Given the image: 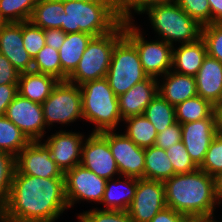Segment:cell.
Here are the masks:
<instances>
[{"instance_id":"6da1fadb","label":"cell","mask_w":222,"mask_h":222,"mask_svg":"<svg viewBox=\"0 0 222 222\" xmlns=\"http://www.w3.org/2000/svg\"><path fill=\"white\" fill-rule=\"evenodd\" d=\"M67 212L64 178L44 179L15 168L8 198L1 204V221L58 222Z\"/></svg>"},{"instance_id":"7a4b0ae2","label":"cell","mask_w":222,"mask_h":222,"mask_svg":"<svg viewBox=\"0 0 222 222\" xmlns=\"http://www.w3.org/2000/svg\"><path fill=\"white\" fill-rule=\"evenodd\" d=\"M163 183L167 207L185 216H218L214 179L203 170L175 174Z\"/></svg>"},{"instance_id":"3957f363","label":"cell","mask_w":222,"mask_h":222,"mask_svg":"<svg viewBox=\"0 0 222 222\" xmlns=\"http://www.w3.org/2000/svg\"><path fill=\"white\" fill-rule=\"evenodd\" d=\"M138 17L134 23L140 30L147 31L149 32L147 35L153 34L154 38L161 39L172 46L196 42L202 36V26L176 2L151 6ZM140 18L141 21L145 19L143 23L139 22ZM145 24L148 29L143 27Z\"/></svg>"},{"instance_id":"277c9868","label":"cell","mask_w":222,"mask_h":222,"mask_svg":"<svg viewBox=\"0 0 222 222\" xmlns=\"http://www.w3.org/2000/svg\"><path fill=\"white\" fill-rule=\"evenodd\" d=\"M80 89L83 125H88L89 129L92 127L89 132L120 130L123 119L119 112L118 96L114 94L108 80L102 78L87 81L80 85Z\"/></svg>"},{"instance_id":"5b68a950","label":"cell","mask_w":222,"mask_h":222,"mask_svg":"<svg viewBox=\"0 0 222 222\" xmlns=\"http://www.w3.org/2000/svg\"><path fill=\"white\" fill-rule=\"evenodd\" d=\"M121 22L119 2L64 0L62 30L84 32L94 37L110 33Z\"/></svg>"},{"instance_id":"8992f818","label":"cell","mask_w":222,"mask_h":222,"mask_svg":"<svg viewBox=\"0 0 222 222\" xmlns=\"http://www.w3.org/2000/svg\"><path fill=\"white\" fill-rule=\"evenodd\" d=\"M123 35L124 22L121 21L110 33L93 37L67 81L80 86L87 81L105 78L115 43Z\"/></svg>"},{"instance_id":"52a82bcc","label":"cell","mask_w":222,"mask_h":222,"mask_svg":"<svg viewBox=\"0 0 222 222\" xmlns=\"http://www.w3.org/2000/svg\"><path fill=\"white\" fill-rule=\"evenodd\" d=\"M44 122L48 131L73 129L83 122L80 86L69 81H59L50 96L42 103ZM78 122V124L76 123ZM59 126V127H57ZM56 129H55V128ZM50 129V130H49Z\"/></svg>"},{"instance_id":"ba28073f","label":"cell","mask_w":222,"mask_h":222,"mask_svg":"<svg viewBox=\"0 0 222 222\" xmlns=\"http://www.w3.org/2000/svg\"><path fill=\"white\" fill-rule=\"evenodd\" d=\"M148 77L141 65L138 50L123 35L115 43L111 63L105 77L108 80L109 86L114 91V94L119 96Z\"/></svg>"},{"instance_id":"9c48e42d","label":"cell","mask_w":222,"mask_h":222,"mask_svg":"<svg viewBox=\"0 0 222 222\" xmlns=\"http://www.w3.org/2000/svg\"><path fill=\"white\" fill-rule=\"evenodd\" d=\"M124 35L138 50L141 65L149 77L159 79L171 70V44L151 35L149 37L147 32L140 30L134 22H124Z\"/></svg>"},{"instance_id":"30bf717a","label":"cell","mask_w":222,"mask_h":222,"mask_svg":"<svg viewBox=\"0 0 222 222\" xmlns=\"http://www.w3.org/2000/svg\"><path fill=\"white\" fill-rule=\"evenodd\" d=\"M106 182L107 180L97 176L81 164L66 171L64 186L69 210H74V207L77 208L81 203H87L91 208L97 207L102 201Z\"/></svg>"},{"instance_id":"8fae6325","label":"cell","mask_w":222,"mask_h":222,"mask_svg":"<svg viewBox=\"0 0 222 222\" xmlns=\"http://www.w3.org/2000/svg\"><path fill=\"white\" fill-rule=\"evenodd\" d=\"M79 128L82 131H77L75 127L74 130L49 131L50 134L41 140L49 148L51 157L63 173L81 163L82 147L89 131L86 133L82 126Z\"/></svg>"},{"instance_id":"7c38bea8","label":"cell","mask_w":222,"mask_h":222,"mask_svg":"<svg viewBox=\"0 0 222 222\" xmlns=\"http://www.w3.org/2000/svg\"><path fill=\"white\" fill-rule=\"evenodd\" d=\"M80 164L105 180L121 176L108 144V131L87 134Z\"/></svg>"},{"instance_id":"4fadbf2b","label":"cell","mask_w":222,"mask_h":222,"mask_svg":"<svg viewBox=\"0 0 222 222\" xmlns=\"http://www.w3.org/2000/svg\"><path fill=\"white\" fill-rule=\"evenodd\" d=\"M5 116L30 141H41L49 132L44 122L42 104L17 94L7 107Z\"/></svg>"},{"instance_id":"5bb4252c","label":"cell","mask_w":222,"mask_h":222,"mask_svg":"<svg viewBox=\"0 0 222 222\" xmlns=\"http://www.w3.org/2000/svg\"><path fill=\"white\" fill-rule=\"evenodd\" d=\"M108 144L121 176L145 179V149L120 130L108 131Z\"/></svg>"},{"instance_id":"9a60e30c","label":"cell","mask_w":222,"mask_h":222,"mask_svg":"<svg viewBox=\"0 0 222 222\" xmlns=\"http://www.w3.org/2000/svg\"><path fill=\"white\" fill-rule=\"evenodd\" d=\"M166 205L164 183L137 179L135 195L127 212L134 222H149Z\"/></svg>"},{"instance_id":"2e32d148","label":"cell","mask_w":222,"mask_h":222,"mask_svg":"<svg viewBox=\"0 0 222 222\" xmlns=\"http://www.w3.org/2000/svg\"><path fill=\"white\" fill-rule=\"evenodd\" d=\"M15 168L21 173L40 178H64V173L42 141H31L16 157Z\"/></svg>"},{"instance_id":"e0dca14e","label":"cell","mask_w":222,"mask_h":222,"mask_svg":"<svg viewBox=\"0 0 222 222\" xmlns=\"http://www.w3.org/2000/svg\"><path fill=\"white\" fill-rule=\"evenodd\" d=\"M182 142L193 162L199 167L216 136L214 113L206 119L181 124Z\"/></svg>"},{"instance_id":"ac0fdd59","label":"cell","mask_w":222,"mask_h":222,"mask_svg":"<svg viewBox=\"0 0 222 222\" xmlns=\"http://www.w3.org/2000/svg\"><path fill=\"white\" fill-rule=\"evenodd\" d=\"M0 53L20 72L32 71L33 59L24 48L22 22L3 23L0 27Z\"/></svg>"},{"instance_id":"d6986e66","label":"cell","mask_w":222,"mask_h":222,"mask_svg":"<svg viewBox=\"0 0 222 222\" xmlns=\"http://www.w3.org/2000/svg\"><path fill=\"white\" fill-rule=\"evenodd\" d=\"M158 94V80L148 77L118 96L119 112L122 119L144 114L145 108Z\"/></svg>"},{"instance_id":"ffe728a7","label":"cell","mask_w":222,"mask_h":222,"mask_svg":"<svg viewBox=\"0 0 222 222\" xmlns=\"http://www.w3.org/2000/svg\"><path fill=\"white\" fill-rule=\"evenodd\" d=\"M157 80L158 94L174 107L197 95V85L194 76L170 70Z\"/></svg>"},{"instance_id":"44dd1931","label":"cell","mask_w":222,"mask_h":222,"mask_svg":"<svg viewBox=\"0 0 222 222\" xmlns=\"http://www.w3.org/2000/svg\"><path fill=\"white\" fill-rule=\"evenodd\" d=\"M137 178L119 176L109 179L101 203L103 210L127 211L135 195Z\"/></svg>"},{"instance_id":"7402d4cb","label":"cell","mask_w":222,"mask_h":222,"mask_svg":"<svg viewBox=\"0 0 222 222\" xmlns=\"http://www.w3.org/2000/svg\"><path fill=\"white\" fill-rule=\"evenodd\" d=\"M206 56L207 48L202 38L196 42L174 45L171 70L195 77Z\"/></svg>"},{"instance_id":"603a6c76","label":"cell","mask_w":222,"mask_h":222,"mask_svg":"<svg viewBox=\"0 0 222 222\" xmlns=\"http://www.w3.org/2000/svg\"><path fill=\"white\" fill-rule=\"evenodd\" d=\"M195 79L197 95L214 105L222 91V63L207 55Z\"/></svg>"},{"instance_id":"cb8c5ba5","label":"cell","mask_w":222,"mask_h":222,"mask_svg":"<svg viewBox=\"0 0 222 222\" xmlns=\"http://www.w3.org/2000/svg\"><path fill=\"white\" fill-rule=\"evenodd\" d=\"M59 81L48 74L35 71L22 72L17 84L18 94L33 102L42 104L50 96Z\"/></svg>"},{"instance_id":"d4e9b609","label":"cell","mask_w":222,"mask_h":222,"mask_svg":"<svg viewBox=\"0 0 222 222\" xmlns=\"http://www.w3.org/2000/svg\"><path fill=\"white\" fill-rule=\"evenodd\" d=\"M93 37L84 32L66 34L65 41L58 50L62 68V81H66L74 72Z\"/></svg>"},{"instance_id":"484cf974","label":"cell","mask_w":222,"mask_h":222,"mask_svg":"<svg viewBox=\"0 0 222 222\" xmlns=\"http://www.w3.org/2000/svg\"><path fill=\"white\" fill-rule=\"evenodd\" d=\"M120 131L137 146L144 149L155 145L158 134L154 126L143 114L124 119Z\"/></svg>"},{"instance_id":"4316f807","label":"cell","mask_w":222,"mask_h":222,"mask_svg":"<svg viewBox=\"0 0 222 222\" xmlns=\"http://www.w3.org/2000/svg\"><path fill=\"white\" fill-rule=\"evenodd\" d=\"M64 0H38L30 21L43 30L56 28L62 30Z\"/></svg>"},{"instance_id":"83f0119b","label":"cell","mask_w":222,"mask_h":222,"mask_svg":"<svg viewBox=\"0 0 222 222\" xmlns=\"http://www.w3.org/2000/svg\"><path fill=\"white\" fill-rule=\"evenodd\" d=\"M174 175V168L166 150L151 146L145 148V179L164 182Z\"/></svg>"},{"instance_id":"f1b7e54d","label":"cell","mask_w":222,"mask_h":222,"mask_svg":"<svg viewBox=\"0 0 222 222\" xmlns=\"http://www.w3.org/2000/svg\"><path fill=\"white\" fill-rule=\"evenodd\" d=\"M214 113V105L196 95L175 106L176 121L180 124L209 118Z\"/></svg>"},{"instance_id":"f546056e","label":"cell","mask_w":222,"mask_h":222,"mask_svg":"<svg viewBox=\"0 0 222 222\" xmlns=\"http://www.w3.org/2000/svg\"><path fill=\"white\" fill-rule=\"evenodd\" d=\"M30 142L5 115L0 116V151L16 157Z\"/></svg>"},{"instance_id":"4dcf8cb0","label":"cell","mask_w":222,"mask_h":222,"mask_svg":"<svg viewBox=\"0 0 222 222\" xmlns=\"http://www.w3.org/2000/svg\"><path fill=\"white\" fill-rule=\"evenodd\" d=\"M143 115L151 122L157 133H161L176 122L175 107L159 94L145 108Z\"/></svg>"},{"instance_id":"1f68e13d","label":"cell","mask_w":222,"mask_h":222,"mask_svg":"<svg viewBox=\"0 0 222 222\" xmlns=\"http://www.w3.org/2000/svg\"><path fill=\"white\" fill-rule=\"evenodd\" d=\"M38 0H0V20L3 23L30 21Z\"/></svg>"},{"instance_id":"d6a6232c","label":"cell","mask_w":222,"mask_h":222,"mask_svg":"<svg viewBox=\"0 0 222 222\" xmlns=\"http://www.w3.org/2000/svg\"><path fill=\"white\" fill-rule=\"evenodd\" d=\"M32 71L48 74L62 81V68L58 50L45 45L33 59Z\"/></svg>"},{"instance_id":"836d02e7","label":"cell","mask_w":222,"mask_h":222,"mask_svg":"<svg viewBox=\"0 0 222 222\" xmlns=\"http://www.w3.org/2000/svg\"><path fill=\"white\" fill-rule=\"evenodd\" d=\"M76 222H134L127 211L103 210L98 207L75 212Z\"/></svg>"},{"instance_id":"e575fe53","label":"cell","mask_w":222,"mask_h":222,"mask_svg":"<svg viewBox=\"0 0 222 222\" xmlns=\"http://www.w3.org/2000/svg\"><path fill=\"white\" fill-rule=\"evenodd\" d=\"M166 154L174 168V175L190 173L199 168L189 156L182 141L168 148Z\"/></svg>"},{"instance_id":"d590c367","label":"cell","mask_w":222,"mask_h":222,"mask_svg":"<svg viewBox=\"0 0 222 222\" xmlns=\"http://www.w3.org/2000/svg\"><path fill=\"white\" fill-rule=\"evenodd\" d=\"M22 37L24 48L32 59L46 45L44 30L31 21L22 22Z\"/></svg>"},{"instance_id":"8d00e7d4","label":"cell","mask_w":222,"mask_h":222,"mask_svg":"<svg viewBox=\"0 0 222 222\" xmlns=\"http://www.w3.org/2000/svg\"><path fill=\"white\" fill-rule=\"evenodd\" d=\"M207 48V55L222 63V23L202 26V36Z\"/></svg>"},{"instance_id":"74e56055","label":"cell","mask_w":222,"mask_h":222,"mask_svg":"<svg viewBox=\"0 0 222 222\" xmlns=\"http://www.w3.org/2000/svg\"><path fill=\"white\" fill-rule=\"evenodd\" d=\"M199 169L212 177L222 171V135L213 138Z\"/></svg>"},{"instance_id":"f35d334b","label":"cell","mask_w":222,"mask_h":222,"mask_svg":"<svg viewBox=\"0 0 222 222\" xmlns=\"http://www.w3.org/2000/svg\"><path fill=\"white\" fill-rule=\"evenodd\" d=\"M176 3L201 26L211 24V10L208 0H177Z\"/></svg>"},{"instance_id":"ab89813d","label":"cell","mask_w":222,"mask_h":222,"mask_svg":"<svg viewBox=\"0 0 222 222\" xmlns=\"http://www.w3.org/2000/svg\"><path fill=\"white\" fill-rule=\"evenodd\" d=\"M14 171L15 157L0 151V205L8 198Z\"/></svg>"},{"instance_id":"60d3db41","label":"cell","mask_w":222,"mask_h":222,"mask_svg":"<svg viewBox=\"0 0 222 222\" xmlns=\"http://www.w3.org/2000/svg\"><path fill=\"white\" fill-rule=\"evenodd\" d=\"M155 5H157V0H119L120 20L134 22L143 11Z\"/></svg>"},{"instance_id":"b9f144b4","label":"cell","mask_w":222,"mask_h":222,"mask_svg":"<svg viewBox=\"0 0 222 222\" xmlns=\"http://www.w3.org/2000/svg\"><path fill=\"white\" fill-rule=\"evenodd\" d=\"M182 140L181 124L175 122L164 131L157 134L155 146L167 150Z\"/></svg>"},{"instance_id":"7bdbcfd3","label":"cell","mask_w":222,"mask_h":222,"mask_svg":"<svg viewBox=\"0 0 222 222\" xmlns=\"http://www.w3.org/2000/svg\"><path fill=\"white\" fill-rule=\"evenodd\" d=\"M20 72L0 53V85L18 84Z\"/></svg>"},{"instance_id":"ee69618b","label":"cell","mask_w":222,"mask_h":222,"mask_svg":"<svg viewBox=\"0 0 222 222\" xmlns=\"http://www.w3.org/2000/svg\"><path fill=\"white\" fill-rule=\"evenodd\" d=\"M17 94V84L0 85V116L5 115L7 107Z\"/></svg>"},{"instance_id":"f6af8a7d","label":"cell","mask_w":222,"mask_h":222,"mask_svg":"<svg viewBox=\"0 0 222 222\" xmlns=\"http://www.w3.org/2000/svg\"><path fill=\"white\" fill-rule=\"evenodd\" d=\"M45 44L59 50L65 41L66 33L61 29L48 28L44 30Z\"/></svg>"},{"instance_id":"bcb514c9","label":"cell","mask_w":222,"mask_h":222,"mask_svg":"<svg viewBox=\"0 0 222 222\" xmlns=\"http://www.w3.org/2000/svg\"><path fill=\"white\" fill-rule=\"evenodd\" d=\"M184 214L176 212L174 209L165 207L158 212L149 222H181Z\"/></svg>"},{"instance_id":"7dc6e473","label":"cell","mask_w":222,"mask_h":222,"mask_svg":"<svg viewBox=\"0 0 222 222\" xmlns=\"http://www.w3.org/2000/svg\"><path fill=\"white\" fill-rule=\"evenodd\" d=\"M211 10V23H222V0H208Z\"/></svg>"},{"instance_id":"c3c4849f","label":"cell","mask_w":222,"mask_h":222,"mask_svg":"<svg viewBox=\"0 0 222 222\" xmlns=\"http://www.w3.org/2000/svg\"><path fill=\"white\" fill-rule=\"evenodd\" d=\"M214 179V194L216 201L221 209L222 207V171L213 176Z\"/></svg>"},{"instance_id":"681fc988","label":"cell","mask_w":222,"mask_h":222,"mask_svg":"<svg viewBox=\"0 0 222 222\" xmlns=\"http://www.w3.org/2000/svg\"><path fill=\"white\" fill-rule=\"evenodd\" d=\"M216 133L222 135V107H214Z\"/></svg>"},{"instance_id":"f907efd6","label":"cell","mask_w":222,"mask_h":222,"mask_svg":"<svg viewBox=\"0 0 222 222\" xmlns=\"http://www.w3.org/2000/svg\"><path fill=\"white\" fill-rule=\"evenodd\" d=\"M212 218L210 216L187 215L182 218L181 222H209Z\"/></svg>"},{"instance_id":"816d5d0a","label":"cell","mask_w":222,"mask_h":222,"mask_svg":"<svg viewBox=\"0 0 222 222\" xmlns=\"http://www.w3.org/2000/svg\"><path fill=\"white\" fill-rule=\"evenodd\" d=\"M67 1H87V2H119V0H67Z\"/></svg>"},{"instance_id":"f5cc1de1","label":"cell","mask_w":222,"mask_h":222,"mask_svg":"<svg viewBox=\"0 0 222 222\" xmlns=\"http://www.w3.org/2000/svg\"><path fill=\"white\" fill-rule=\"evenodd\" d=\"M177 0H157V5L159 4H167V3H174Z\"/></svg>"},{"instance_id":"db71d44e","label":"cell","mask_w":222,"mask_h":222,"mask_svg":"<svg viewBox=\"0 0 222 222\" xmlns=\"http://www.w3.org/2000/svg\"><path fill=\"white\" fill-rule=\"evenodd\" d=\"M209 222H222V215L220 214V212L218 216L213 217Z\"/></svg>"},{"instance_id":"11a10c76","label":"cell","mask_w":222,"mask_h":222,"mask_svg":"<svg viewBox=\"0 0 222 222\" xmlns=\"http://www.w3.org/2000/svg\"><path fill=\"white\" fill-rule=\"evenodd\" d=\"M214 107H222V91H221V95H220L219 99L214 104Z\"/></svg>"}]
</instances>
